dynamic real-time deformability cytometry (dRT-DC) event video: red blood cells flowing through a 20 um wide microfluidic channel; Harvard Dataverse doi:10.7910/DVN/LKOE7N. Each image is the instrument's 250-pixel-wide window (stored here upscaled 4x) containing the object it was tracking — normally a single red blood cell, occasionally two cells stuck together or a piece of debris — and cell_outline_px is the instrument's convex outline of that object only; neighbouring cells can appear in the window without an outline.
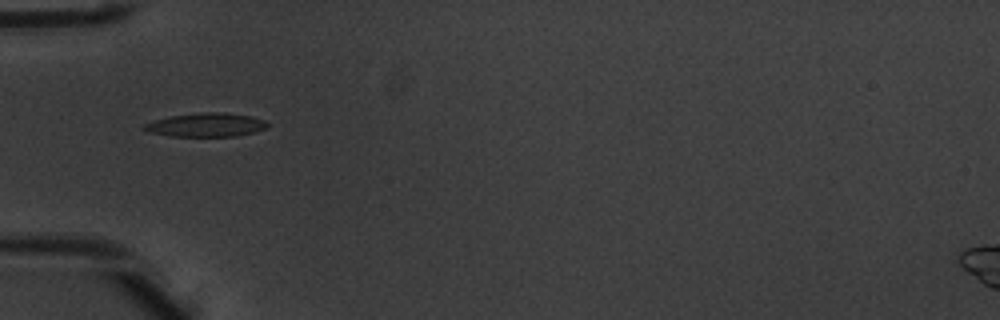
{"species": "common noctule bat (a hibernating species)", "species_latin": "Nyctalus noctula", "temperature_condition": "warm", "stored_images_in_passage": 4, "camera_frame_rate_fps": 3000, "um_per_image_px": 0.085, "animal": {"sex": "male", "body_mass_g": 20.1, "forearm_length_mm": 53.5}, "frame": {"image": 1, "passage_image": 2, "time_ms": 0.333, "image_size_px": [1000, 320], "cell_outline_px": [[268, 128], [256, 132], [236, 136], [168, 136], [148, 132], [140, 128], [144, 124], [156, 120], [172, 116], [200, 112], [224, 112], [252, 116], [264, 120], [268, 124]], "centroid_in_image_um": [17.53, 10.62], "position_along_channel_um": 67.5, "area_um2": 17.17}}
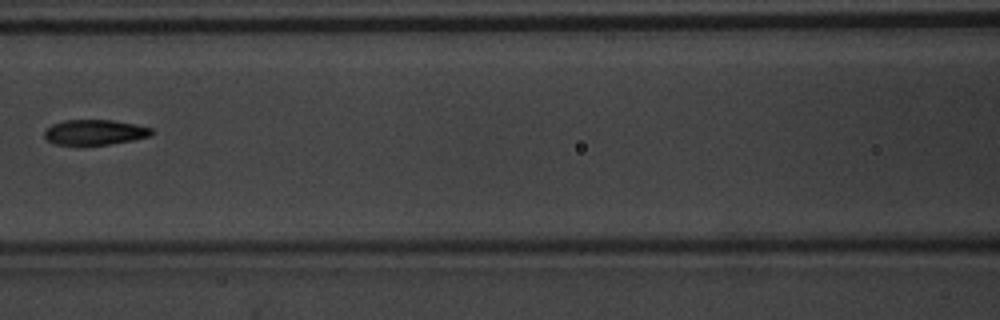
{"frame": {"image": 2, "passage_image": 4, "time_ms": 1.0, "image_size_px": [1000, 320], "cell_outline_px": [[152, 136], [132, 140], [108, 144], [56, 144], [48, 140], [44, 136], [44, 132], [52, 124], [64, 120], [112, 120], [136, 124], [152, 128]], "centroid_in_image_um": [8.08, 11.23], "position_along_channel_um": 158.5, "area_um2": 15.55}}